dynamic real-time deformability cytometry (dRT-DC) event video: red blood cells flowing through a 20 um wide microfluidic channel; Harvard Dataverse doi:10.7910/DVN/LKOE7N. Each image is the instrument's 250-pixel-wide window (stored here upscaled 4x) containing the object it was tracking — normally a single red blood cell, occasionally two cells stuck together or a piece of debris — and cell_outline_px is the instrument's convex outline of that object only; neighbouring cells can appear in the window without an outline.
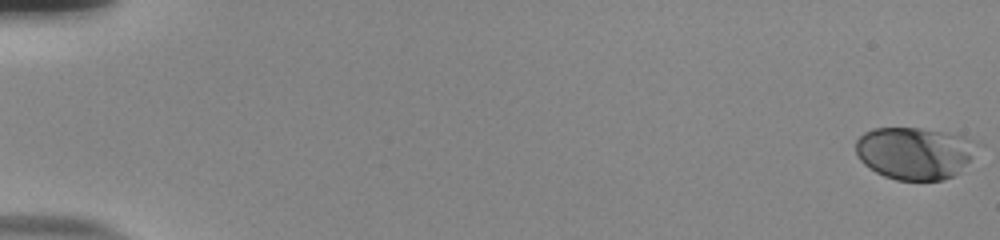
{"species": "human", "species_latin": "Homo sapiens", "temperature_condition": "room temperature", "stored_images_in_passage": 55, "camera_frame_rate_fps": 3000, "um_per_image_px": 0.085, "donor": {"sex": "male"}, "frame": {"image": 1, "passage_image": 1, "time_ms": 0.0, "image_size_px": [1000, 240], "cell_outline_px": [[976, 144], [968, 160], [952, 176], [944, 180], [896, 180], [884, 176], [876, 172], [864, 164], [860, 160], [856, 152], [856, 140], [864, 132], [872, 128], [920, 128], [964, 136]], "centroid_in_image_um": [77.65, 13.01], "position_along_channel_um": 7.4, "area_um2": 36.3}}
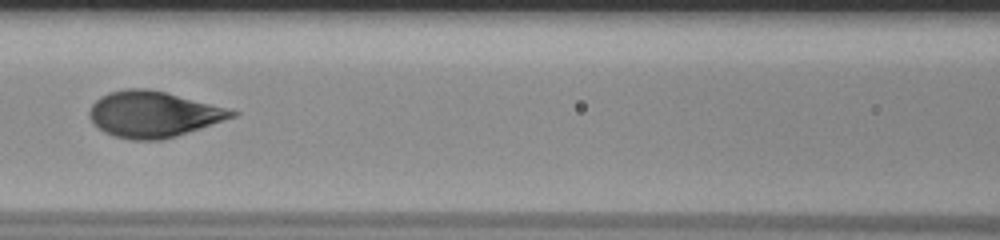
{"frame": {"image": 2, "passage_image": 27, "time_ms": 8.667, "image_size_px": [1000, 240], "cell_outline_px": [[240, 112], [236, 116], [176, 136], [160, 140], [132, 140], [112, 136], [104, 132], [88, 116], [88, 112], [92, 104], [100, 96], [108, 92], [124, 88], [148, 88], [228, 108]], "centroid_in_image_um": [13.0, 9.7], "position_along_channel_um": 153.6, "area_um2": 38.03}}
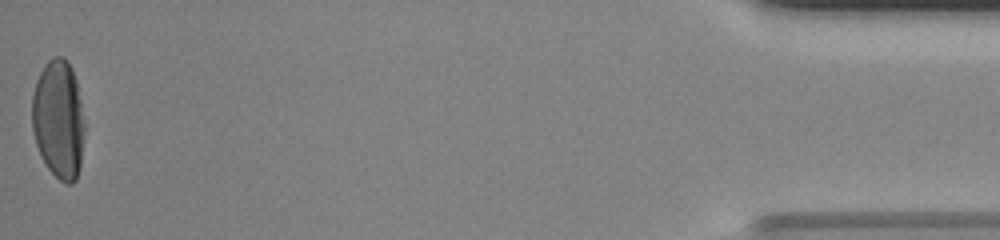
{"frame": {"image": 3, "passage_image": 55, "time_ms": 18.0, "image_size_px": [1000, 240], "cell_outline_px": [[84, 136], [80, 168], [76, 180], [72, 184], [64, 184], [48, 168], [36, 144], [32, 132], [32, 92], [36, 80], [40, 72], [48, 60], [52, 56], [64, 56], [68, 60], [72, 68], [76, 80], [84, 120]], "centroid_in_image_um": [4.98, 10.13], "position_along_channel_um": 430.2, "area_um2": 36.7}, "authors_computed_cell_mechanics": {"area_um2": 36.703, "velocity_mm_per_s": 3.8575, "shape_relaxation_time_tau1_ms": 3.4555, "shape_relaxation_time_tau2_ms": null, "deformation_change_tau1": 0.1877, "deformation_change_tau2": null}}